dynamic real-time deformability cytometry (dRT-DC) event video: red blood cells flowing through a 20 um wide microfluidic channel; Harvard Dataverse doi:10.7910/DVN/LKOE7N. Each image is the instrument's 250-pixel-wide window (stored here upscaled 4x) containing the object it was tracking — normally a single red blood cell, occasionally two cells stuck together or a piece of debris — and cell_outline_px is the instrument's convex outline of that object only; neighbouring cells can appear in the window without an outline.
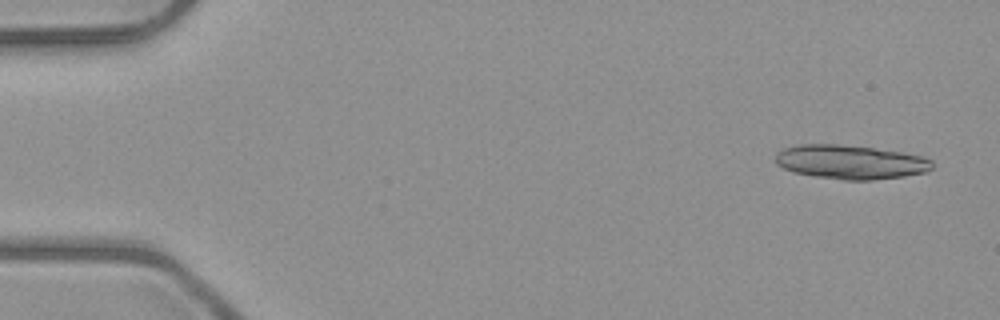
{"species": "common noctule bat (a hibernating species)", "species_latin": "Nyctalus noctula", "temperature_condition": "room temperature", "stored_images_in_passage": 4, "camera_frame_rate_fps": 3000, "um_per_image_px": 0.085, "animal": {"sex": "male", "body_mass_g": 23.1, "forearm_length_mm": 52.7}, "frame": {"image": 1, "passage_image": 1, "time_ms": 0.0, "image_size_px": [1000, 320], "cell_outline_px": [[932, 168], [924, 172], [904, 176], [872, 180], [844, 180], [812, 176], [792, 172], [776, 164], [772, 160], [776, 152], [784, 148], [800, 144], [836, 144], [872, 148], [900, 152], [920, 156], [932, 160]], "centroid_in_image_um": [72.2, 13.78], "position_along_channel_um": 12.8, "area_um2": 31.15}}